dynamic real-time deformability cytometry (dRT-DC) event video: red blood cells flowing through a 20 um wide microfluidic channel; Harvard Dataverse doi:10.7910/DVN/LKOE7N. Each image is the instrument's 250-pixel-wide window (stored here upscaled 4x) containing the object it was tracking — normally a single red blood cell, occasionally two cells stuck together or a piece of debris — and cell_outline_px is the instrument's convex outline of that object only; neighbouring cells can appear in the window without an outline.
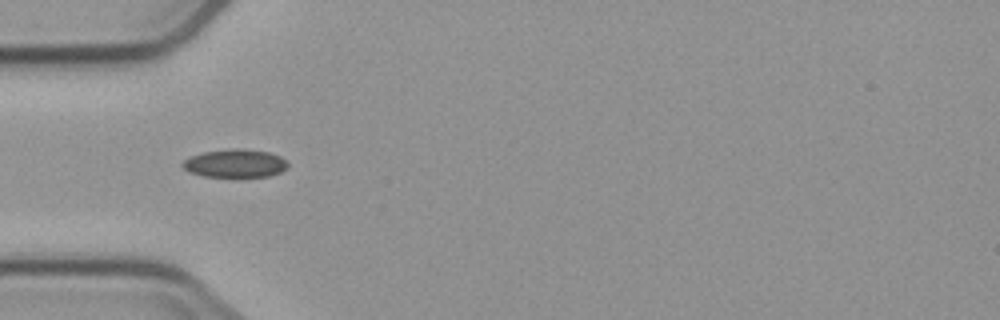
{"species": "common noctule bat (a hibernating species)", "species_latin": "Nyctalus noctula", "temperature_condition": "cold", "stored_images_in_passage": 2, "camera_frame_rate_fps": 3000, "um_per_image_px": 0.085, "animal": {"sex": "male", "body_mass_g": 23.1, "forearm_length_mm": 52.7}, "frame": {"image": 1, "passage_image": 2, "time_ms": 1.333, "image_size_px": [1000, 320], "cell_outline_px": [[288, 168], [280, 172], [268, 176], [204, 176], [188, 172], [180, 164], [184, 160], [192, 156], [204, 152], [232, 148], [268, 152], [280, 156], [288, 160]], "centroid_in_image_um": [20.0, 13.88], "position_along_channel_um": 65.0, "area_um2": 17.11}}